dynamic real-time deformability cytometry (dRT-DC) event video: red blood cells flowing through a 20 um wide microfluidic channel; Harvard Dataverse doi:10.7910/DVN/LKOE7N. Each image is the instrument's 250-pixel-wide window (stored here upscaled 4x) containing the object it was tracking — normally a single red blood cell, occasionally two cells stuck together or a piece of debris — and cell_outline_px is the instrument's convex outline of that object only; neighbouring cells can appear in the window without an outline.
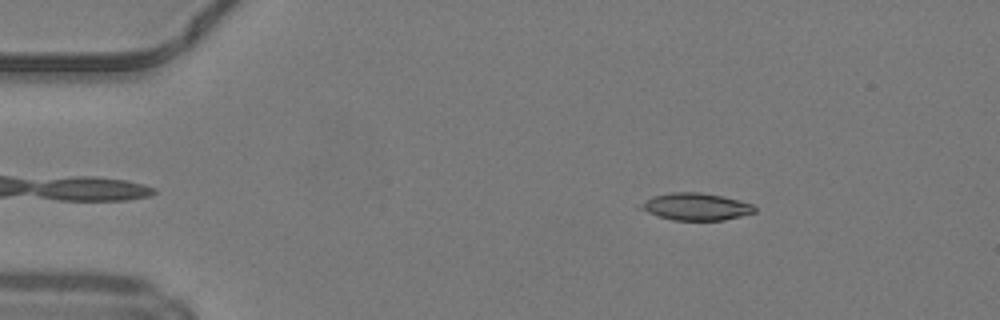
{"species": "common noctule bat (a hibernating species)", "species_latin": "Nyctalus noctula", "temperature_condition": "warm", "stored_images_in_passage": 20, "camera_frame_rate_fps": 3000, "um_per_image_px": 0.085, "animal": {"sex": "male", "body_mass_g": 19.2, "forearm_length_mm": 51.8}, "frame": {"image": 1, "passage_image": 4, "time_ms": 1.0, "image_size_px": [1000, 320], "cell_outline_px": [[756, 212], [724, 220], [672, 220], [636, 208], [636, 204], [652, 196], [672, 192], [700, 192], [724, 196], [752, 204], [756, 208]], "centroid_in_image_um": [59.1, 17.55], "position_along_channel_um": 25.9, "area_um2": 18.21}}
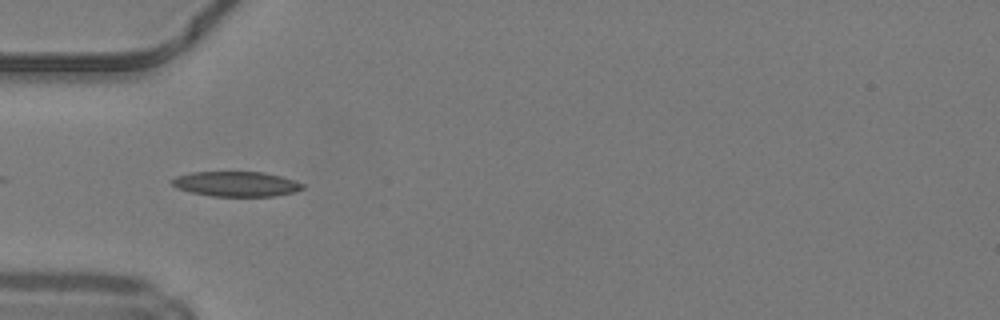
{"frame": {"image": 2, "passage_image": 12, "time_ms": 3.667, "image_size_px": [1000, 320], "cell_outline_px": [[304, 188], [296, 192], [276, 196], [212, 196], [192, 192], [176, 188], [168, 180], [176, 176], [192, 172], [264, 172], [280, 176], [304, 184]], "centroid_in_image_um": [20.06, 15.64], "position_along_channel_um": 64.9, "area_um2": 19.07}}
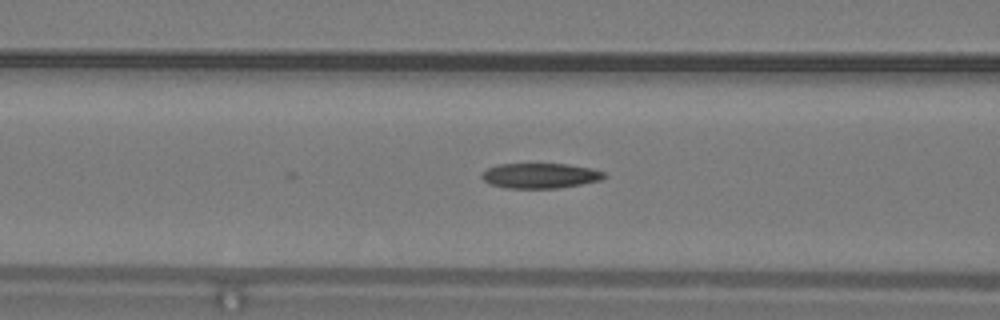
{"frame": {"image": 3, "passage_image": 16, "time_ms": 5.0, "image_size_px": [1000, 320], "cell_outline_px": [[608, 176], [600, 180], [580, 184], [556, 188], [504, 188], [488, 184], [480, 176], [488, 168], [496, 164], [568, 164], [592, 168], [604, 172]], "centroid_in_image_um": [45.9, 14.93], "position_along_channel_um": 120.7, "area_um2": 17.98}}